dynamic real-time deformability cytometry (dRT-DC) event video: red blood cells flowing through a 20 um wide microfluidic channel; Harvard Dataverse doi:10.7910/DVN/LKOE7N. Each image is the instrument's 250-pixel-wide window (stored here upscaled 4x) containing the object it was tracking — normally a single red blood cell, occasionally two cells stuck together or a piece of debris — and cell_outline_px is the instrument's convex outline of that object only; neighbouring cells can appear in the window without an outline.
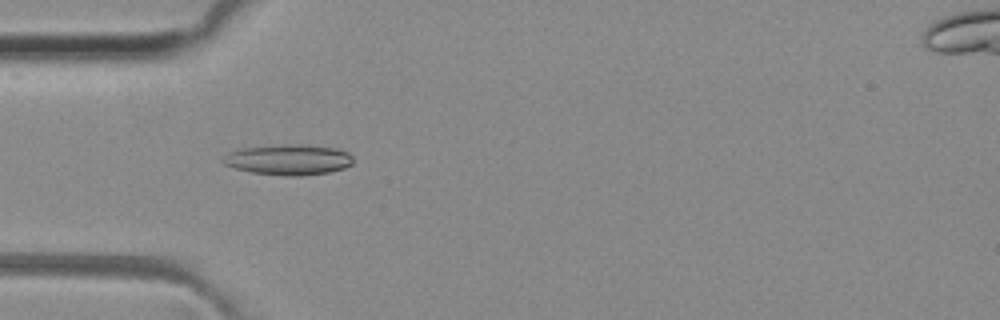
{"species": "common noctule bat (a hibernating species)", "species_latin": "Nyctalus noctula", "temperature_condition": "room temperature", "stored_images_in_passage": 46, "camera_frame_rate_fps": 3000, "um_per_image_px": 0.085, "animal": {"sex": "female", "body_mass_g": 29.2, "forearm_length_mm": 56.3}, "frame": {"image": 1, "passage_image": 11, "time_ms": 3.333, "image_size_px": [1000, 320], "cell_outline_px": [[352, 164], [344, 168], [328, 172], [300, 176], [288, 176], [252, 172], [236, 168], [224, 164], [220, 160], [228, 152], [240, 148], [284, 144], [300, 144], [340, 148], [348, 152], [352, 156]], "centroid_in_image_um": [24.53, 13.56], "position_along_channel_um": 60.5, "area_um2": 23.29}}
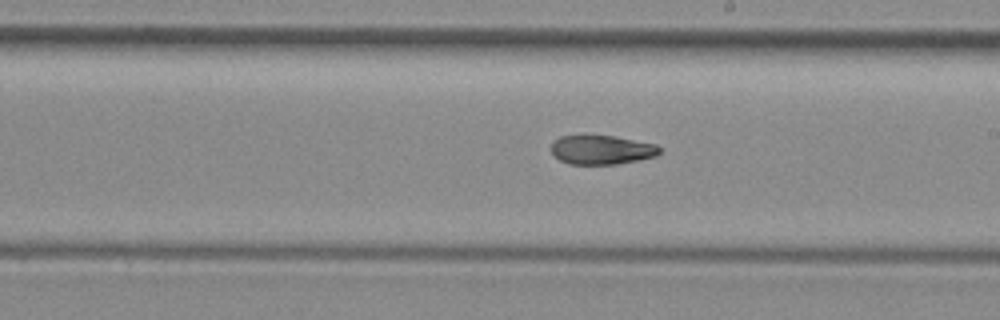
{"frame": {"image": 2, "passage_image": 24, "time_ms": 7.667, "image_size_px": [1000, 320], "cell_outline_px": [[660, 152], [656, 156], [640, 160], [616, 164], [568, 164], [560, 160], [552, 152], [552, 140], [560, 136], [616, 136], [656, 144], [660, 148]], "centroid_in_image_um": [51.15, 12.73], "position_along_channel_um": 237.8, "area_um2": 18.38}}
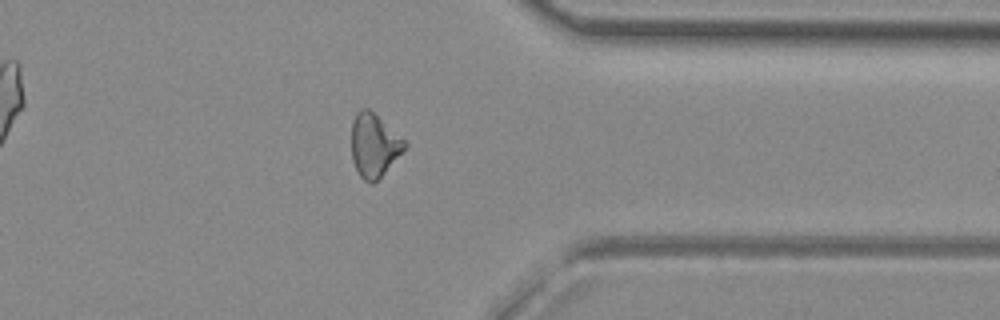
{"frame": {"image": 3, "passage_image": 35, "time_ms": 11.333, "image_size_px": [1000, 320], "cell_outline_px": [[408, 144], [384, 172], [372, 184], [364, 180], [360, 176], [352, 160], [352, 124], [356, 112], [360, 108], [368, 108], [404, 140]], "centroid_in_image_um": [31.76, 12.34], "position_along_channel_um": 379.6, "area_um2": 19.02}, "authors_computed_cell_mechanics": {"area_um2": 20.0277, "velocity_mm_per_s": 4.1334, "shape_relaxation_time_tau1_ms": null, "shape_relaxation_time_tau2_ms": 7.7521, "deformation_change_tau1": null, "deformation_change_tau2": 0.1763}}